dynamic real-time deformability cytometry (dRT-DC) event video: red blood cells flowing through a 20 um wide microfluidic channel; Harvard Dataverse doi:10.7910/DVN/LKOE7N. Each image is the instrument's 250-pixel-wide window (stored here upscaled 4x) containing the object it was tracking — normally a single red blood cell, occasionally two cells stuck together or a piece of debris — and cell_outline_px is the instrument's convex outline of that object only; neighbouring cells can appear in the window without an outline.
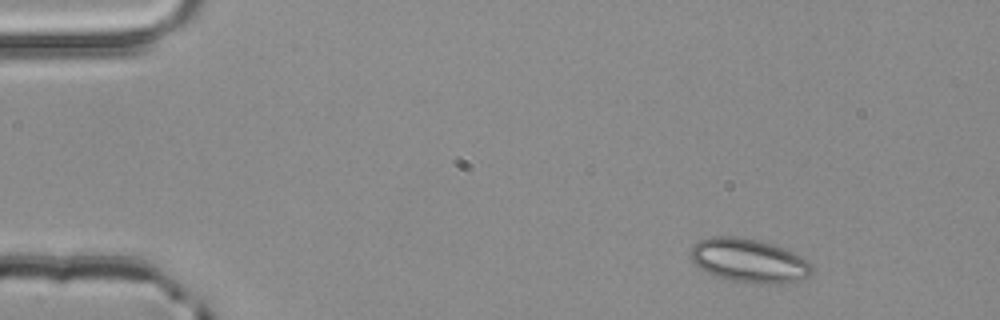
{"species": "common noctule bat (a hibernating species)", "species_latin": "Nyctalus noctula", "temperature_condition": "room temperature", "stored_images_in_passage": 3, "camera_frame_rate_fps": 3000, "um_per_image_px": 0.085, "animal": {"sex": "male", "body_mass_g": 20.4}, "frame": {"image": 1, "passage_image": 1, "time_ms": 0.0, "image_size_px": [1000, 320], "cell_outline_px": [[812, 272], [808, 276], [800, 280], [776, 284], [748, 284], [732, 280], [708, 272], [700, 268], [692, 260], [692, 244], [700, 240], [712, 236], [736, 236], [756, 240], [772, 244], [784, 248], [804, 256], [812, 268]], "centroid_in_image_um": [63.7, 22.15], "position_along_channel_um": 21.3, "area_um2": 30.87}}